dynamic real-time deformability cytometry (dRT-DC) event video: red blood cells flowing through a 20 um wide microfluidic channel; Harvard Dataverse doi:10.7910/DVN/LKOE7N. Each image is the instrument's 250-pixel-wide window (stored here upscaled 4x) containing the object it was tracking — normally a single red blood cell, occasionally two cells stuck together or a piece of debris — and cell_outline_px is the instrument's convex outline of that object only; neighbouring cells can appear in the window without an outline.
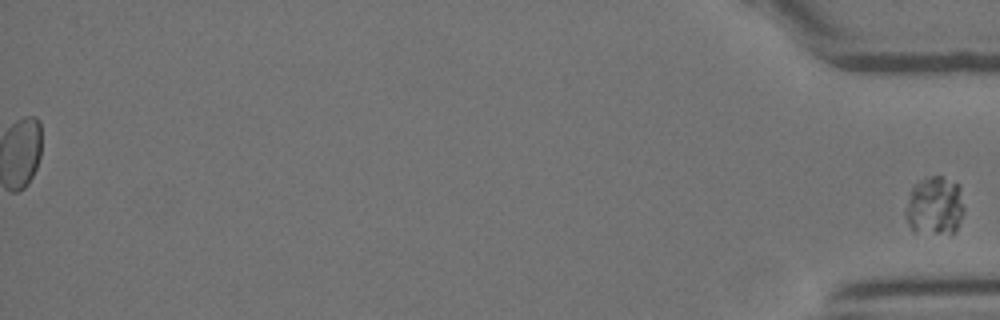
{"species": "Egyptian fruit bat (a non-hibernating species)", "species_latin": "Rousettus aegyptiacus", "temperature_condition": "room temperature", "stored_images_in_passage": 46, "segment_of_instrument_passage": [2, 2], "camera_frame_rate_fps": 3000, "um_per_image_px": 0.085, "animal": {"sex": "female"}, "frame": {"image": 1, "passage_image": 46, "time_ms": 15.0, "image_size_px": [1000, 320], "cell_outline_px": [[964, 212], [956, 232], [936, 232], [912, 228], [908, 224], [904, 216], [904, 208], [912, 188], [920, 180], [928, 176], [944, 176], [960, 184], [964, 208]], "centroid_in_image_um": [79.48, 17.44], "position_along_channel_um": 355.7, "area_um2": 19.94}}